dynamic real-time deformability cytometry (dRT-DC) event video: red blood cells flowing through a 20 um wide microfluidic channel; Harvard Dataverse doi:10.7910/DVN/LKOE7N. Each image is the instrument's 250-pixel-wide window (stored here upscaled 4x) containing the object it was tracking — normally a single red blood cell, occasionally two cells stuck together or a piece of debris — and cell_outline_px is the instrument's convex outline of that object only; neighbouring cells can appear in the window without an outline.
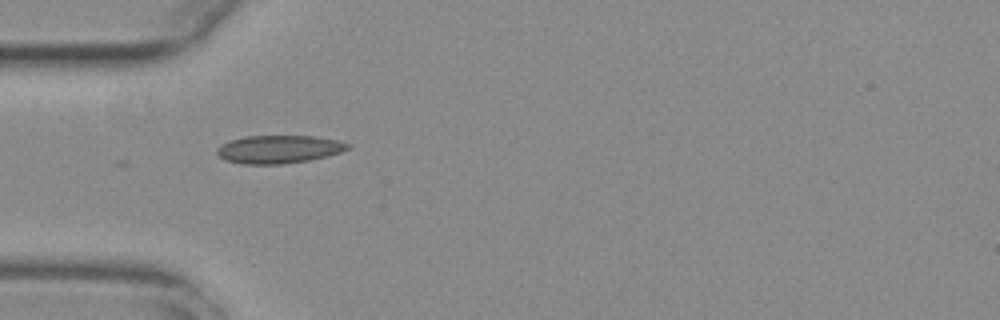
{"species": "common noctule bat (a hibernating species)", "species_latin": "Nyctalus noctula", "temperature_condition": "warm", "stored_images_in_passage": 38, "camera_frame_rate_fps": 3000, "um_per_image_px": 0.085, "animal": {"sex": "female", "body_mass_g": 29.2, "forearm_length_mm": 56.3}, "frame": {"image": 1, "passage_image": 1, "time_ms": 0.0, "image_size_px": [1000, 320], "cell_outline_px": [[352, 144], [348, 148], [340, 152], [328, 156], [308, 160], [284, 164], [240, 164], [224, 160], [216, 152], [216, 148], [232, 140], [244, 136], [316, 136], [336, 140]], "centroid_in_image_um": [23.7, 12.69], "position_along_channel_um": 61.3, "area_um2": 21.33}}
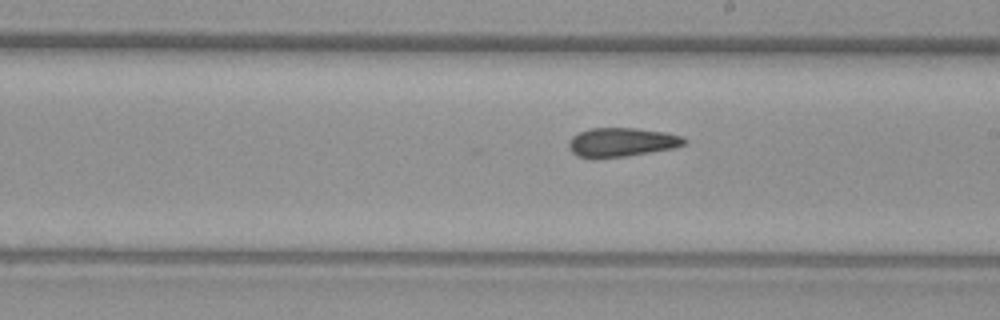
{"frame": {"image": 2, "passage_image": 15, "time_ms": 4.667, "image_size_px": [1000, 320], "cell_outline_px": [[688, 144], [672, 148], [624, 156], [592, 160], [576, 156], [572, 152], [568, 144], [572, 136], [580, 132], [592, 128], [636, 128], [664, 132], [680, 136], [688, 140]], "centroid_in_image_um": [52.8, 12.11], "position_along_channel_um": 236.2, "area_um2": 19.59}}
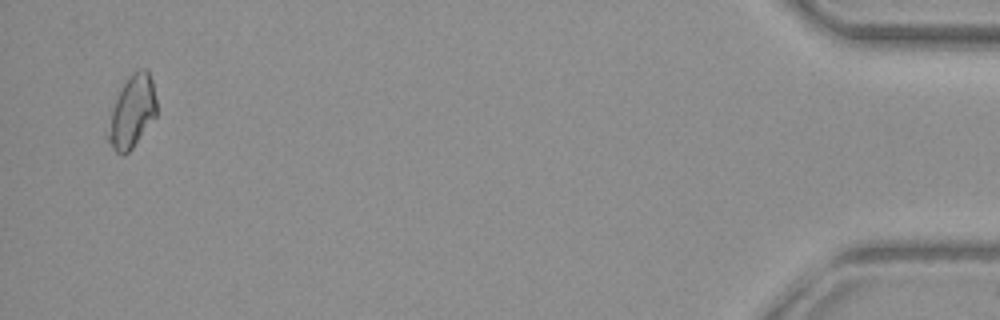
{"frame": {"image": 3, "passage_image": 37, "time_ms": 12.0, "image_size_px": [1000, 320], "cell_outline_px": [[156, 116], [132, 148], [124, 156], [116, 152], [104, 140], [104, 136], [112, 108], [116, 96], [120, 88], [128, 76], [136, 68], [148, 68], [152, 80], [156, 100]], "centroid_in_image_um": [11.17, 9.49], "position_along_channel_um": 424.0, "area_um2": 21.04}}